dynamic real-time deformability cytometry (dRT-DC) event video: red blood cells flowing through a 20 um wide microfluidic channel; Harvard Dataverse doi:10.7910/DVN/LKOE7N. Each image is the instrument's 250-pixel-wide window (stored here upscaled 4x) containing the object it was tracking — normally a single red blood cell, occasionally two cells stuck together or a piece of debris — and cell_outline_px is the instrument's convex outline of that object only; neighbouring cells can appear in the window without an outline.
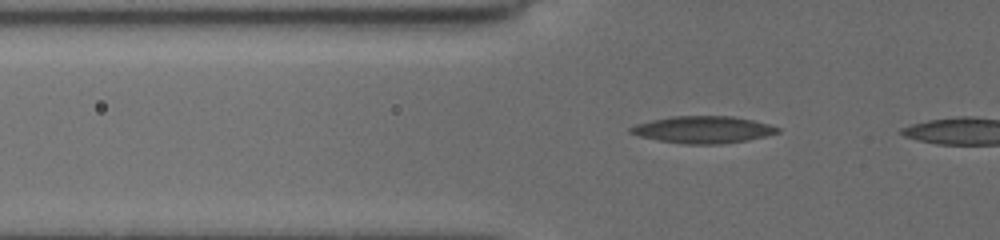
{"species": "common noctule bat (a hibernating species)", "species_latin": "Nyctalus noctula", "temperature_condition": "cold", "stored_images_in_passage": 6, "camera_frame_rate_fps": 3000, "um_per_image_px": 0.085, "animal": {"sex": "female", "body_mass_g": 19.5, "forearm_length_mm": 54.1}, "frame": {"image": 1, "passage_image": 4, "time_ms": 1.0, "image_size_px": [1000, 240], "cell_outline_px": [[780, 132], [748, 140], [720, 144], [688, 144], [660, 140], [640, 136], [628, 132], [628, 128], [636, 124], [652, 120], [672, 116], [732, 116], [752, 120], [768, 124], [780, 128]], "centroid_in_image_um": [59.76, 11.01], "position_along_channel_um": 66.0, "area_um2": 22.95}}